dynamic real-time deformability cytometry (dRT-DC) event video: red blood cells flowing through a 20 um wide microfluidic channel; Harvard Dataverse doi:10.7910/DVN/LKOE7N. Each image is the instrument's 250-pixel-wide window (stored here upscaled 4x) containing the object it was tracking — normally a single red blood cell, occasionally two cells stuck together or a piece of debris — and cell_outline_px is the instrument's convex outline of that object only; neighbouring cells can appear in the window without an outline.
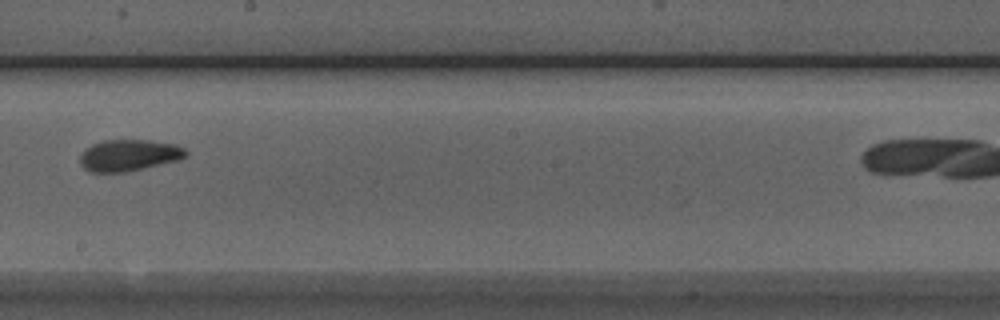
{"species": "Egyptian fruit bat (a non-hibernating species)", "species_latin": "Rousettus aegyptiacus", "temperature_condition": "room temperature", "stored_images_in_passage": 8, "camera_frame_rate_fps": 3000, "um_per_image_px": 0.085, "animal": {"sex": "male"}, "frame": {"image": 1, "passage_image": 7, "time_ms": 7.667, "image_size_px": [1000, 320], "cell_outline_px": [[188, 156], [180, 160], [144, 168], [124, 172], [88, 172], [80, 164], [80, 156], [92, 144], [100, 140], [148, 140], [176, 144], [184, 148], [188, 152]], "centroid_in_image_um": [10.99, 13.2], "position_along_channel_um": 237.2, "area_um2": 19.54}}